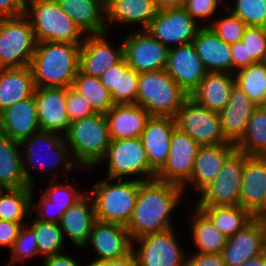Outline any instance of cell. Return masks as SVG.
I'll use <instances>...</instances> for the list:
<instances>
[{"label": "cell", "mask_w": 266, "mask_h": 266, "mask_svg": "<svg viewBox=\"0 0 266 266\" xmlns=\"http://www.w3.org/2000/svg\"><path fill=\"white\" fill-rule=\"evenodd\" d=\"M183 187L158 179L139 180V191L131 219L126 226L131 240L173 228L171 214L178 207Z\"/></svg>", "instance_id": "cell-1"}, {"label": "cell", "mask_w": 266, "mask_h": 266, "mask_svg": "<svg viewBox=\"0 0 266 266\" xmlns=\"http://www.w3.org/2000/svg\"><path fill=\"white\" fill-rule=\"evenodd\" d=\"M81 44L39 42L31 62L36 87L72 86L79 71Z\"/></svg>", "instance_id": "cell-2"}, {"label": "cell", "mask_w": 266, "mask_h": 266, "mask_svg": "<svg viewBox=\"0 0 266 266\" xmlns=\"http://www.w3.org/2000/svg\"><path fill=\"white\" fill-rule=\"evenodd\" d=\"M64 138L77 166L91 170L102 164L111 142L105 114L71 122Z\"/></svg>", "instance_id": "cell-3"}, {"label": "cell", "mask_w": 266, "mask_h": 266, "mask_svg": "<svg viewBox=\"0 0 266 266\" xmlns=\"http://www.w3.org/2000/svg\"><path fill=\"white\" fill-rule=\"evenodd\" d=\"M139 180L126 178L123 181L106 177L105 180L97 181L88 192L93 195L91 198L96 220L127 226L135 208Z\"/></svg>", "instance_id": "cell-4"}, {"label": "cell", "mask_w": 266, "mask_h": 266, "mask_svg": "<svg viewBox=\"0 0 266 266\" xmlns=\"http://www.w3.org/2000/svg\"><path fill=\"white\" fill-rule=\"evenodd\" d=\"M42 146H44V150L49 149L47 150V155H43L44 159H42L43 157L39 153L44 151L40 150ZM20 147L21 149L23 148L25 152L22 154L23 173L27 183L30 186L35 187L34 184L36 183L35 179L33 178L34 176L29 169L31 167L36 168V166H40L37 168L38 170L40 169L44 172L50 171L52 173L51 175L53 176H51V180H53V178L56 179L57 171H59V168H61L60 166H62L64 172L70 171L74 166H76V163L73 161L74 159L72 157L71 151L65 141L64 135H60L59 133L40 130L32 136L21 141ZM37 157H39V159Z\"/></svg>", "instance_id": "cell-5"}, {"label": "cell", "mask_w": 266, "mask_h": 266, "mask_svg": "<svg viewBox=\"0 0 266 266\" xmlns=\"http://www.w3.org/2000/svg\"><path fill=\"white\" fill-rule=\"evenodd\" d=\"M25 15L30 20L37 43H83L85 34L56 0H27Z\"/></svg>", "instance_id": "cell-6"}, {"label": "cell", "mask_w": 266, "mask_h": 266, "mask_svg": "<svg viewBox=\"0 0 266 266\" xmlns=\"http://www.w3.org/2000/svg\"><path fill=\"white\" fill-rule=\"evenodd\" d=\"M188 98L165 69L139 73L136 104L150 116L175 118Z\"/></svg>", "instance_id": "cell-7"}, {"label": "cell", "mask_w": 266, "mask_h": 266, "mask_svg": "<svg viewBox=\"0 0 266 266\" xmlns=\"http://www.w3.org/2000/svg\"><path fill=\"white\" fill-rule=\"evenodd\" d=\"M36 43L25 14L0 18V68L30 66Z\"/></svg>", "instance_id": "cell-8"}, {"label": "cell", "mask_w": 266, "mask_h": 266, "mask_svg": "<svg viewBox=\"0 0 266 266\" xmlns=\"http://www.w3.org/2000/svg\"><path fill=\"white\" fill-rule=\"evenodd\" d=\"M105 158L108 160V178L144 174L141 181L156 179L157 173L150 167L141 137L111 140Z\"/></svg>", "instance_id": "cell-9"}, {"label": "cell", "mask_w": 266, "mask_h": 266, "mask_svg": "<svg viewBox=\"0 0 266 266\" xmlns=\"http://www.w3.org/2000/svg\"><path fill=\"white\" fill-rule=\"evenodd\" d=\"M245 154L237 149L226 159L218 176L198 194L196 206L239 205Z\"/></svg>", "instance_id": "cell-10"}, {"label": "cell", "mask_w": 266, "mask_h": 266, "mask_svg": "<svg viewBox=\"0 0 266 266\" xmlns=\"http://www.w3.org/2000/svg\"><path fill=\"white\" fill-rule=\"evenodd\" d=\"M175 119L176 126L200 146L230 143L221 130L219 113L198 105L190 97L179 109Z\"/></svg>", "instance_id": "cell-11"}, {"label": "cell", "mask_w": 266, "mask_h": 266, "mask_svg": "<svg viewBox=\"0 0 266 266\" xmlns=\"http://www.w3.org/2000/svg\"><path fill=\"white\" fill-rule=\"evenodd\" d=\"M139 245L135 248V244ZM138 266H186L187 255L181 249L174 228L143 235L132 241Z\"/></svg>", "instance_id": "cell-12"}, {"label": "cell", "mask_w": 266, "mask_h": 266, "mask_svg": "<svg viewBox=\"0 0 266 266\" xmlns=\"http://www.w3.org/2000/svg\"><path fill=\"white\" fill-rule=\"evenodd\" d=\"M202 27L182 7L159 10L146 30L162 45L172 48L192 43Z\"/></svg>", "instance_id": "cell-13"}, {"label": "cell", "mask_w": 266, "mask_h": 266, "mask_svg": "<svg viewBox=\"0 0 266 266\" xmlns=\"http://www.w3.org/2000/svg\"><path fill=\"white\" fill-rule=\"evenodd\" d=\"M123 44V57L129 68L138 73L160 71L166 68L168 51L147 30L131 32Z\"/></svg>", "instance_id": "cell-14"}, {"label": "cell", "mask_w": 266, "mask_h": 266, "mask_svg": "<svg viewBox=\"0 0 266 266\" xmlns=\"http://www.w3.org/2000/svg\"><path fill=\"white\" fill-rule=\"evenodd\" d=\"M201 146L186 132L175 126L170 140V151L166 164L157 173L156 179L186 189L190 180L194 160Z\"/></svg>", "instance_id": "cell-15"}, {"label": "cell", "mask_w": 266, "mask_h": 266, "mask_svg": "<svg viewBox=\"0 0 266 266\" xmlns=\"http://www.w3.org/2000/svg\"><path fill=\"white\" fill-rule=\"evenodd\" d=\"M165 71L189 95L207 74L193 42L169 48Z\"/></svg>", "instance_id": "cell-16"}, {"label": "cell", "mask_w": 266, "mask_h": 266, "mask_svg": "<svg viewBox=\"0 0 266 266\" xmlns=\"http://www.w3.org/2000/svg\"><path fill=\"white\" fill-rule=\"evenodd\" d=\"M88 34L84 36L80 47L79 69L87 75L100 78L110 67L123 58L122 42L114 48L106 34Z\"/></svg>", "instance_id": "cell-17"}, {"label": "cell", "mask_w": 266, "mask_h": 266, "mask_svg": "<svg viewBox=\"0 0 266 266\" xmlns=\"http://www.w3.org/2000/svg\"><path fill=\"white\" fill-rule=\"evenodd\" d=\"M34 94L40 130L65 135L71 123L66 108V88L36 87Z\"/></svg>", "instance_id": "cell-18"}, {"label": "cell", "mask_w": 266, "mask_h": 266, "mask_svg": "<svg viewBox=\"0 0 266 266\" xmlns=\"http://www.w3.org/2000/svg\"><path fill=\"white\" fill-rule=\"evenodd\" d=\"M89 245L98 255L94 260L98 261L120 258L132 250V240L126 226L97 220L93 223L85 247Z\"/></svg>", "instance_id": "cell-19"}, {"label": "cell", "mask_w": 266, "mask_h": 266, "mask_svg": "<svg viewBox=\"0 0 266 266\" xmlns=\"http://www.w3.org/2000/svg\"><path fill=\"white\" fill-rule=\"evenodd\" d=\"M266 250V234L254 218L242 230L227 239L222 251L226 266H242L246 261Z\"/></svg>", "instance_id": "cell-20"}, {"label": "cell", "mask_w": 266, "mask_h": 266, "mask_svg": "<svg viewBox=\"0 0 266 266\" xmlns=\"http://www.w3.org/2000/svg\"><path fill=\"white\" fill-rule=\"evenodd\" d=\"M266 157L245 154L239 205L254 217L265 208Z\"/></svg>", "instance_id": "cell-21"}, {"label": "cell", "mask_w": 266, "mask_h": 266, "mask_svg": "<svg viewBox=\"0 0 266 266\" xmlns=\"http://www.w3.org/2000/svg\"><path fill=\"white\" fill-rule=\"evenodd\" d=\"M40 131L35 94L0 112V133L21 142Z\"/></svg>", "instance_id": "cell-22"}, {"label": "cell", "mask_w": 266, "mask_h": 266, "mask_svg": "<svg viewBox=\"0 0 266 266\" xmlns=\"http://www.w3.org/2000/svg\"><path fill=\"white\" fill-rule=\"evenodd\" d=\"M176 126V119L171 117L150 116L141 139L150 167L158 173L166 164L171 134Z\"/></svg>", "instance_id": "cell-23"}, {"label": "cell", "mask_w": 266, "mask_h": 266, "mask_svg": "<svg viewBox=\"0 0 266 266\" xmlns=\"http://www.w3.org/2000/svg\"><path fill=\"white\" fill-rule=\"evenodd\" d=\"M256 107L245 92L234 84L229 102L219 112L221 130L228 142L236 145L242 139L249 119Z\"/></svg>", "instance_id": "cell-24"}, {"label": "cell", "mask_w": 266, "mask_h": 266, "mask_svg": "<svg viewBox=\"0 0 266 266\" xmlns=\"http://www.w3.org/2000/svg\"><path fill=\"white\" fill-rule=\"evenodd\" d=\"M95 221L93 201L91 195L86 191L79 200L62 214L59 225L64 238H69L73 245L83 249L88 242Z\"/></svg>", "instance_id": "cell-25"}, {"label": "cell", "mask_w": 266, "mask_h": 266, "mask_svg": "<svg viewBox=\"0 0 266 266\" xmlns=\"http://www.w3.org/2000/svg\"><path fill=\"white\" fill-rule=\"evenodd\" d=\"M110 139L141 137L150 114L138 104H114L105 114Z\"/></svg>", "instance_id": "cell-26"}, {"label": "cell", "mask_w": 266, "mask_h": 266, "mask_svg": "<svg viewBox=\"0 0 266 266\" xmlns=\"http://www.w3.org/2000/svg\"><path fill=\"white\" fill-rule=\"evenodd\" d=\"M235 150L236 146L233 143L201 146L194 160L190 180L187 183L192 184V187L199 193L218 176L224 162Z\"/></svg>", "instance_id": "cell-27"}, {"label": "cell", "mask_w": 266, "mask_h": 266, "mask_svg": "<svg viewBox=\"0 0 266 266\" xmlns=\"http://www.w3.org/2000/svg\"><path fill=\"white\" fill-rule=\"evenodd\" d=\"M107 28L113 23H140L146 30L158 13L155 0H105Z\"/></svg>", "instance_id": "cell-28"}, {"label": "cell", "mask_w": 266, "mask_h": 266, "mask_svg": "<svg viewBox=\"0 0 266 266\" xmlns=\"http://www.w3.org/2000/svg\"><path fill=\"white\" fill-rule=\"evenodd\" d=\"M193 44L207 72L232 74L230 45L222 41L209 27H202Z\"/></svg>", "instance_id": "cell-29"}, {"label": "cell", "mask_w": 266, "mask_h": 266, "mask_svg": "<svg viewBox=\"0 0 266 266\" xmlns=\"http://www.w3.org/2000/svg\"><path fill=\"white\" fill-rule=\"evenodd\" d=\"M234 84V74L216 71L207 72L204 79L189 97L198 105L219 113L229 102Z\"/></svg>", "instance_id": "cell-30"}, {"label": "cell", "mask_w": 266, "mask_h": 266, "mask_svg": "<svg viewBox=\"0 0 266 266\" xmlns=\"http://www.w3.org/2000/svg\"><path fill=\"white\" fill-rule=\"evenodd\" d=\"M85 35L108 32L105 0H56Z\"/></svg>", "instance_id": "cell-31"}, {"label": "cell", "mask_w": 266, "mask_h": 266, "mask_svg": "<svg viewBox=\"0 0 266 266\" xmlns=\"http://www.w3.org/2000/svg\"><path fill=\"white\" fill-rule=\"evenodd\" d=\"M30 66L0 68V112L35 93Z\"/></svg>", "instance_id": "cell-32"}, {"label": "cell", "mask_w": 266, "mask_h": 266, "mask_svg": "<svg viewBox=\"0 0 266 266\" xmlns=\"http://www.w3.org/2000/svg\"><path fill=\"white\" fill-rule=\"evenodd\" d=\"M20 142L0 133V184L6 189L31 187L23 173Z\"/></svg>", "instance_id": "cell-33"}, {"label": "cell", "mask_w": 266, "mask_h": 266, "mask_svg": "<svg viewBox=\"0 0 266 266\" xmlns=\"http://www.w3.org/2000/svg\"><path fill=\"white\" fill-rule=\"evenodd\" d=\"M195 211L190 216L191 234L198 253H222L227 243V237L223 235L212 221L195 206Z\"/></svg>", "instance_id": "cell-34"}, {"label": "cell", "mask_w": 266, "mask_h": 266, "mask_svg": "<svg viewBox=\"0 0 266 266\" xmlns=\"http://www.w3.org/2000/svg\"><path fill=\"white\" fill-rule=\"evenodd\" d=\"M227 238L242 230L255 217L240 205L234 206H196Z\"/></svg>", "instance_id": "cell-35"}, {"label": "cell", "mask_w": 266, "mask_h": 266, "mask_svg": "<svg viewBox=\"0 0 266 266\" xmlns=\"http://www.w3.org/2000/svg\"><path fill=\"white\" fill-rule=\"evenodd\" d=\"M34 187L9 188L0 195V220L26 222L32 216L31 201Z\"/></svg>", "instance_id": "cell-36"}, {"label": "cell", "mask_w": 266, "mask_h": 266, "mask_svg": "<svg viewBox=\"0 0 266 266\" xmlns=\"http://www.w3.org/2000/svg\"><path fill=\"white\" fill-rule=\"evenodd\" d=\"M235 146L248 156L266 157V110L263 106L254 109L242 139Z\"/></svg>", "instance_id": "cell-37"}, {"label": "cell", "mask_w": 266, "mask_h": 266, "mask_svg": "<svg viewBox=\"0 0 266 266\" xmlns=\"http://www.w3.org/2000/svg\"><path fill=\"white\" fill-rule=\"evenodd\" d=\"M238 85L256 105L262 106L266 101V62H256L234 73Z\"/></svg>", "instance_id": "cell-38"}, {"label": "cell", "mask_w": 266, "mask_h": 266, "mask_svg": "<svg viewBox=\"0 0 266 266\" xmlns=\"http://www.w3.org/2000/svg\"><path fill=\"white\" fill-rule=\"evenodd\" d=\"M72 87L85 97L96 113L106 114L114 106L110 92L100 79L84 74L80 69Z\"/></svg>", "instance_id": "cell-39"}, {"label": "cell", "mask_w": 266, "mask_h": 266, "mask_svg": "<svg viewBox=\"0 0 266 266\" xmlns=\"http://www.w3.org/2000/svg\"><path fill=\"white\" fill-rule=\"evenodd\" d=\"M29 223L35 232L38 254L45 258L62 253L65 238L59 223L43 222L36 219Z\"/></svg>", "instance_id": "cell-40"}, {"label": "cell", "mask_w": 266, "mask_h": 266, "mask_svg": "<svg viewBox=\"0 0 266 266\" xmlns=\"http://www.w3.org/2000/svg\"><path fill=\"white\" fill-rule=\"evenodd\" d=\"M139 73L129 68L125 58L119 61L118 91L110 93L114 104L136 103Z\"/></svg>", "instance_id": "cell-41"}, {"label": "cell", "mask_w": 266, "mask_h": 266, "mask_svg": "<svg viewBox=\"0 0 266 266\" xmlns=\"http://www.w3.org/2000/svg\"><path fill=\"white\" fill-rule=\"evenodd\" d=\"M234 6L224 8L241 18L247 26L266 28V0H234Z\"/></svg>", "instance_id": "cell-42"}, {"label": "cell", "mask_w": 266, "mask_h": 266, "mask_svg": "<svg viewBox=\"0 0 266 266\" xmlns=\"http://www.w3.org/2000/svg\"><path fill=\"white\" fill-rule=\"evenodd\" d=\"M224 18L214 20L212 23L203 24V27H209L222 41L232 45L238 41H242L247 25L244 21L232 14L229 10Z\"/></svg>", "instance_id": "cell-43"}, {"label": "cell", "mask_w": 266, "mask_h": 266, "mask_svg": "<svg viewBox=\"0 0 266 266\" xmlns=\"http://www.w3.org/2000/svg\"><path fill=\"white\" fill-rule=\"evenodd\" d=\"M242 42L247 50V67L256 62L265 61L266 28L247 26L242 36Z\"/></svg>", "instance_id": "cell-44"}, {"label": "cell", "mask_w": 266, "mask_h": 266, "mask_svg": "<svg viewBox=\"0 0 266 266\" xmlns=\"http://www.w3.org/2000/svg\"><path fill=\"white\" fill-rule=\"evenodd\" d=\"M51 181L54 182L49 183V186L42 193L53 202V206L59 209L62 214L84 195V192L80 193L72 183L68 184L67 182L62 185L56 180Z\"/></svg>", "instance_id": "cell-45"}, {"label": "cell", "mask_w": 266, "mask_h": 266, "mask_svg": "<svg viewBox=\"0 0 266 266\" xmlns=\"http://www.w3.org/2000/svg\"><path fill=\"white\" fill-rule=\"evenodd\" d=\"M34 230L24 224L19 232L17 239L13 241L11 246L10 262L6 266H12L21 260L39 255L37 250V242Z\"/></svg>", "instance_id": "cell-46"}, {"label": "cell", "mask_w": 266, "mask_h": 266, "mask_svg": "<svg viewBox=\"0 0 266 266\" xmlns=\"http://www.w3.org/2000/svg\"><path fill=\"white\" fill-rule=\"evenodd\" d=\"M66 108L70 122L96 113L85 97L72 86L66 88Z\"/></svg>", "instance_id": "cell-47"}, {"label": "cell", "mask_w": 266, "mask_h": 266, "mask_svg": "<svg viewBox=\"0 0 266 266\" xmlns=\"http://www.w3.org/2000/svg\"><path fill=\"white\" fill-rule=\"evenodd\" d=\"M221 2L222 0H185L183 8L197 23H206L218 10Z\"/></svg>", "instance_id": "cell-48"}, {"label": "cell", "mask_w": 266, "mask_h": 266, "mask_svg": "<svg viewBox=\"0 0 266 266\" xmlns=\"http://www.w3.org/2000/svg\"><path fill=\"white\" fill-rule=\"evenodd\" d=\"M41 197L39 199V203L34 204L31 201V212L36 211L38 212V219L36 220L43 221V222H51V223H59L62 217V213L59 209L53 206V202L49 200L43 193L40 194Z\"/></svg>", "instance_id": "cell-49"}, {"label": "cell", "mask_w": 266, "mask_h": 266, "mask_svg": "<svg viewBox=\"0 0 266 266\" xmlns=\"http://www.w3.org/2000/svg\"><path fill=\"white\" fill-rule=\"evenodd\" d=\"M25 222L0 220V247L11 248Z\"/></svg>", "instance_id": "cell-50"}, {"label": "cell", "mask_w": 266, "mask_h": 266, "mask_svg": "<svg viewBox=\"0 0 266 266\" xmlns=\"http://www.w3.org/2000/svg\"><path fill=\"white\" fill-rule=\"evenodd\" d=\"M186 266H226L222 253H198L187 256Z\"/></svg>", "instance_id": "cell-51"}, {"label": "cell", "mask_w": 266, "mask_h": 266, "mask_svg": "<svg viewBox=\"0 0 266 266\" xmlns=\"http://www.w3.org/2000/svg\"><path fill=\"white\" fill-rule=\"evenodd\" d=\"M27 0H0V18L25 14Z\"/></svg>", "instance_id": "cell-52"}, {"label": "cell", "mask_w": 266, "mask_h": 266, "mask_svg": "<svg viewBox=\"0 0 266 266\" xmlns=\"http://www.w3.org/2000/svg\"><path fill=\"white\" fill-rule=\"evenodd\" d=\"M232 55V74L247 67V50L242 41L230 45ZM234 71V72H233Z\"/></svg>", "instance_id": "cell-53"}, {"label": "cell", "mask_w": 266, "mask_h": 266, "mask_svg": "<svg viewBox=\"0 0 266 266\" xmlns=\"http://www.w3.org/2000/svg\"><path fill=\"white\" fill-rule=\"evenodd\" d=\"M86 266H138V263L134 251L131 250L123 257L105 261L92 260Z\"/></svg>", "instance_id": "cell-54"}, {"label": "cell", "mask_w": 266, "mask_h": 266, "mask_svg": "<svg viewBox=\"0 0 266 266\" xmlns=\"http://www.w3.org/2000/svg\"><path fill=\"white\" fill-rule=\"evenodd\" d=\"M99 79L110 93L118 91L119 62L110 67Z\"/></svg>", "instance_id": "cell-55"}, {"label": "cell", "mask_w": 266, "mask_h": 266, "mask_svg": "<svg viewBox=\"0 0 266 266\" xmlns=\"http://www.w3.org/2000/svg\"><path fill=\"white\" fill-rule=\"evenodd\" d=\"M43 259L44 266H81L74 257L63 253L47 256Z\"/></svg>", "instance_id": "cell-56"}, {"label": "cell", "mask_w": 266, "mask_h": 266, "mask_svg": "<svg viewBox=\"0 0 266 266\" xmlns=\"http://www.w3.org/2000/svg\"><path fill=\"white\" fill-rule=\"evenodd\" d=\"M185 0H155L158 10L182 8Z\"/></svg>", "instance_id": "cell-57"}, {"label": "cell", "mask_w": 266, "mask_h": 266, "mask_svg": "<svg viewBox=\"0 0 266 266\" xmlns=\"http://www.w3.org/2000/svg\"><path fill=\"white\" fill-rule=\"evenodd\" d=\"M243 266H263V253L249 259L243 264Z\"/></svg>", "instance_id": "cell-58"}, {"label": "cell", "mask_w": 266, "mask_h": 266, "mask_svg": "<svg viewBox=\"0 0 266 266\" xmlns=\"http://www.w3.org/2000/svg\"><path fill=\"white\" fill-rule=\"evenodd\" d=\"M255 218L260 222L262 230L266 234V207Z\"/></svg>", "instance_id": "cell-59"}, {"label": "cell", "mask_w": 266, "mask_h": 266, "mask_svg": "<svg viewBox=\"0 0 266 266\" xmlns=\"http://www.w3.org/2000/svg\"><path fill=\"white\" fill-rule=\"evenodd\" d=\"M263 266H266V250L263 252Z\"/></svg>", "instance_id": "cell-60"}, {"label": "cell", "mask_w": 266, "mask_h": 266, "mask_svg": "<svg viewBox=\"0 0 266 266\" xmlns=\"http://www.w3.org/2000/svg\"><path fill=\"white\" fill-rule=\"evenodd\" d=\"M5 189L6 188L2 184H0V195L4 192Z\"/></svg>", "instance_id": "cell-61"}, {"label": "cell", "mask_w": 266, "mask_h": 266, "mask_svg": "<svg viewBox=\"0 0 266 266\" xmlns=\"http://www.w3.org/2000/svg\"><path fill=\"white\" fill-rule=\"evenodd\" d=\"M262 106L266 110V101L264 102V104Z\"/></svg>", "instance_id": "cell-62"}]
</instances>
